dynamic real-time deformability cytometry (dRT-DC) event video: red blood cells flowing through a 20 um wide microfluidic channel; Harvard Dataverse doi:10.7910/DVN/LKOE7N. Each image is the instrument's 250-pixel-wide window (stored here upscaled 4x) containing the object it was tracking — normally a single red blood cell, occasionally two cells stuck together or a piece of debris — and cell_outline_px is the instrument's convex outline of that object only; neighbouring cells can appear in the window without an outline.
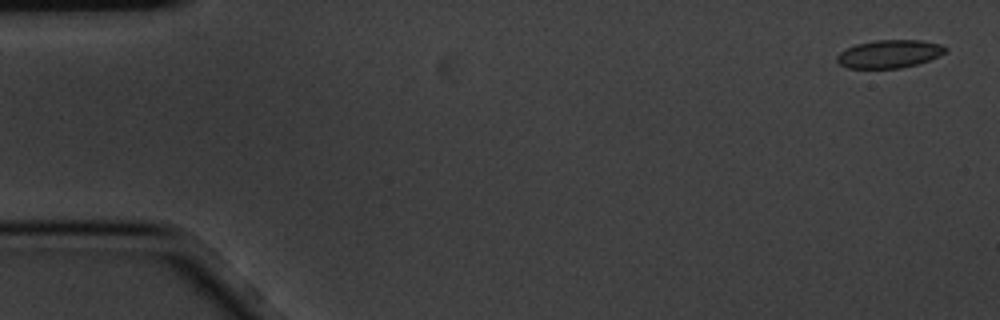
{"species": "common noctule bat (a hibernating species)", "species_latin": "Nyctalus noctula", "temperature_condition": "cold", "stored_images_in_passage": 5, "camera_frame_rate_fps": 3000, "um_per_image_px": 0.085, "animal": {"sex": "male", "body_mass_g": 20.1, "forearm_length_mm": 53.5}, "frame": {"image": 1, "passage_image": 1, "time_ms": 0.0, "image_size_px": [1000, 320], "cell_outline_px": [[948, 52], [928, 60], [916, 64], [900, 68], [848, 68], [840, 64], [836, 60], [836, 56], [840, 52], [856, 44], [876, 40], [920, 40], [940, 44], [948, 48]], "centroid_in_image_um": [75.6, 4.58], "position_along_channel_um": 9.4, "area_um2": 17.63}}
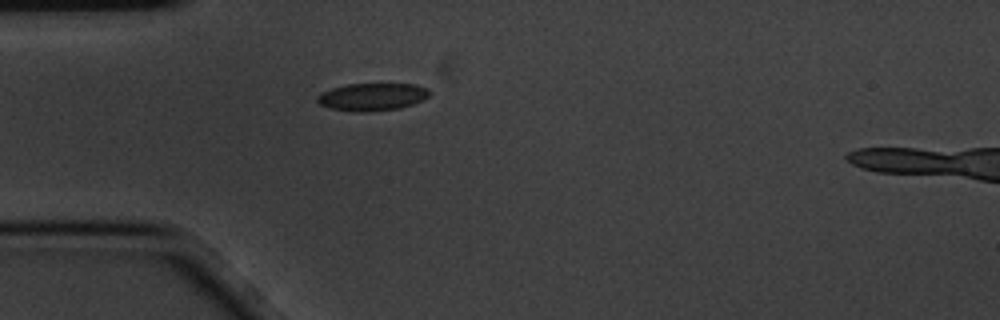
{"frame": {"image": 2, "passage_image": 5, "time_ms": 1.333, "image_size_px": [1000, 320], "cell_outline_px": [[428, 96], [412, 104], [400, 108], [372, 112], [356, 112], [332, 108], [320, 104], [316, 100], [316, 96], [320, 92], [332, 88], [348, 84], [416, 84], [428, 88]], "centroid_in_image_um": [31.6, 8.23], "position_along_channel_um": 53.4, "area_um2": 17.98}}